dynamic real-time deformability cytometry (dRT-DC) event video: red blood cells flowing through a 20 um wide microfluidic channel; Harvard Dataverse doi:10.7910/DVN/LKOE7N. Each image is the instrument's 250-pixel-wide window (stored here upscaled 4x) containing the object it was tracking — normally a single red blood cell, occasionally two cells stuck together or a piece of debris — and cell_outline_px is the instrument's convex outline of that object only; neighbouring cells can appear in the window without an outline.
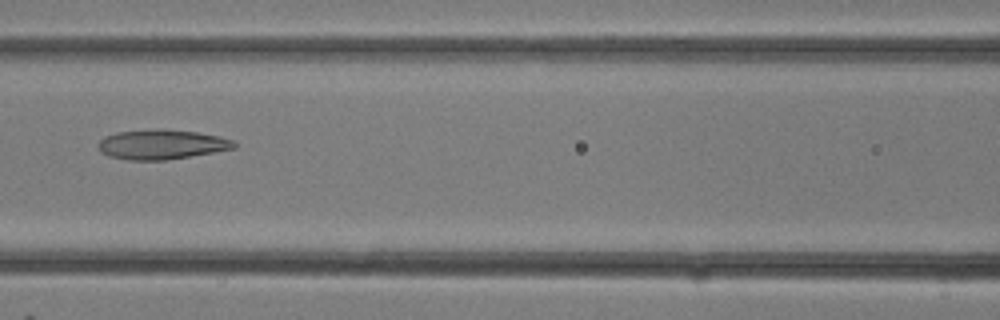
{"species": "common noctule bat (a hibernating species)", "species_latin": "Nyctalus noctula", "temperature_condition": "room temperature", "stored_images_in_passage": 31, "camera_frame_rate_fps": 3000, "um_per_image_px": 0.085, "animal": {"sex": "female"}, "frame": {"image": 1, "passage_image": 14, "time_ms": 4.333, "image_size_px": [1000, 320], "cell_outline_px": [[236, 148], [164, 160], [128, 160], [108, 156], [100, 152], [100, 140], [104, 136], [116, 132], [160, 128], [164, 128], [196, 132], [220, 136], [232, 140], [236, 144]], "centroid_in_image_um": [13.72, 12.26], "position_along_channel_um": 152.9, "area_um2": 23.47}}
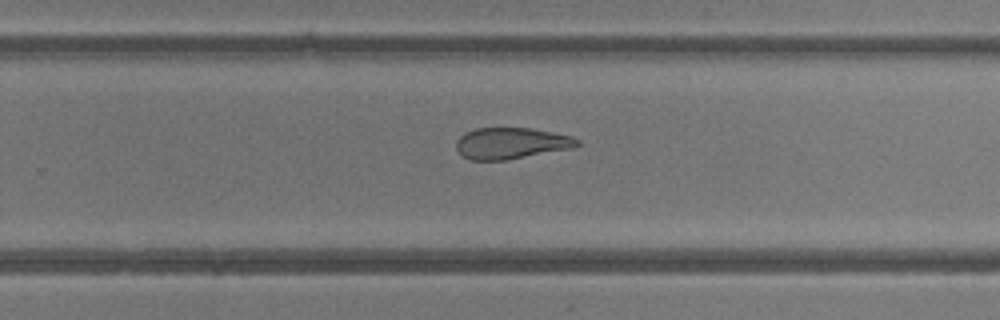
{"frame": {"image": 2, "passage_image": 20, "time_ms": 6.333, "image_size_px": [1000, 320], "cell_outline_px": [[580, 144], [572, 148], [508, 160], [468, 160], [456, 148], [456, 140], [464, 132], [476, 128], [532, 128], [572, 136], [580, 140]], "centroid_in_image_um": [43.45, 12.17], "position_along_channel_um": 286.4, "area_um2": 22.2}}
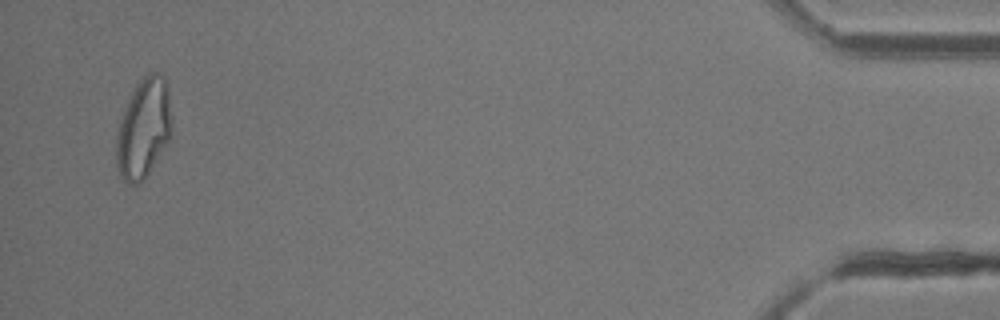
{"frame": {"image": 3, "passage_image": 30, "time_ms": 9.667, "image_size_px": [1000, 320], "cell_outline_px": [[168, 140], [148, 172], [140, 184], [128, 184], [124, 180], [116, 164], [116, 136], [120, 120], [124, 108], [136, 84], [148, 72], [160, 72], [164, 76], [168, 88]], "centroid_in_image_um": [12.14, 10.89], "position_along_channel_um": 423.1, "area_um2": 31.15}}